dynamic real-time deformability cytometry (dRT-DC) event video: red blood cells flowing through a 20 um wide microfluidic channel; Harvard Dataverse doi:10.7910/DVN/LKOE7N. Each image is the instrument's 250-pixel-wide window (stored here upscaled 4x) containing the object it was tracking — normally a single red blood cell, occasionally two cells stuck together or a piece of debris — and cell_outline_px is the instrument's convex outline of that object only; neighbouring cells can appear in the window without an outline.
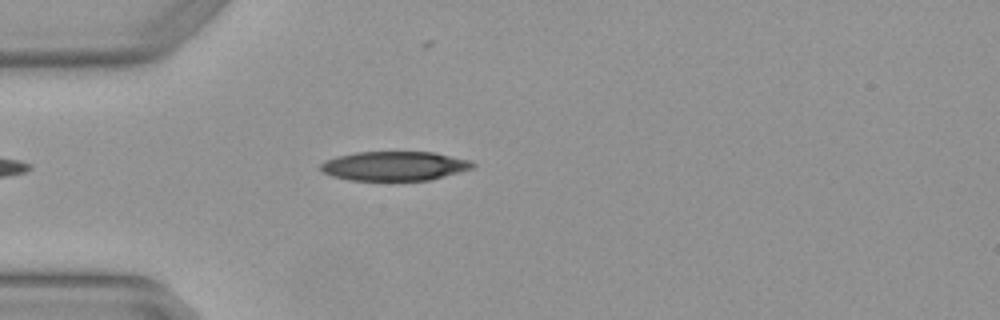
{"species": "Egyptian fruit bat (a non-hibernating species)", "species_latin": "Rousettus aegyptiacus", "temperature_condition": "warm", "stored_images_in_passage": 1, "camera_frame_rate_fps": 3000, "um_per_image_px": 0.085, "animal": {"sex": "female"}, "frame": {"image": 1, "passage_image": 1, "time_ms": 0.0, "image_size_px": [1000, 320], "cell_outline_px": [[476, 164], [472, 168], [444, 176], [428, 180], [348, 180], [332, 176], [324, 172], [320, 168], [320, 164], [324, 160], [336, 156], [356, 152], [432, 152], [472, 160]], "centroid_in_image_um": [33.5, 14.1], "position_along_channel_um": 51.5, "area_um2": 25.89}}